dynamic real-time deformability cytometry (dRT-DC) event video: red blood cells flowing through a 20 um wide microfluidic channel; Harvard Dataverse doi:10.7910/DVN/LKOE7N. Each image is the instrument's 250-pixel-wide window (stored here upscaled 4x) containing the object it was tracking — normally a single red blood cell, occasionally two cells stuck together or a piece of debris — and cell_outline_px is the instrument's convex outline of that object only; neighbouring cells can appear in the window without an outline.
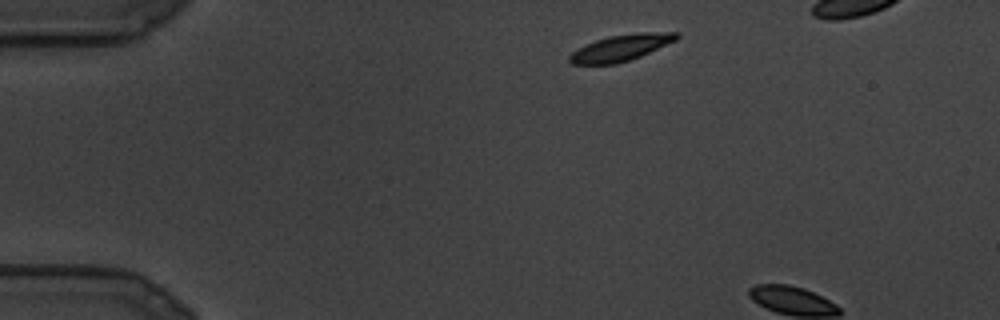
{"species": "common noctule bat (a hibernating species)", "species_latin": "Nyctalus noctula", "temperature_condition": "cold", "stored_images_in_passage": 5, "camera_frame_rate_fps": 3000, "um_per_image_px": 0.085, "animal": {"sex": "male", "body_mass_g": 19.5, "forearm_length_mm": 54.6}, "frame": {"image": 1, "passage_image": 1, "time_ms": 0.0, "image_size_px": [1000, 320], "cell_outline_px": [[680, 36], [676, 40], [640, 56], [616, 64], [572, 64], [568, 60], [568, 56], [572, 52], [596, 40], [608, 36], [640, 32], [676, 32]], "centroid_in_image_um": [52.78, 4.06], "position_along_channel_um": 32.2, "area_um2": 16.13}}